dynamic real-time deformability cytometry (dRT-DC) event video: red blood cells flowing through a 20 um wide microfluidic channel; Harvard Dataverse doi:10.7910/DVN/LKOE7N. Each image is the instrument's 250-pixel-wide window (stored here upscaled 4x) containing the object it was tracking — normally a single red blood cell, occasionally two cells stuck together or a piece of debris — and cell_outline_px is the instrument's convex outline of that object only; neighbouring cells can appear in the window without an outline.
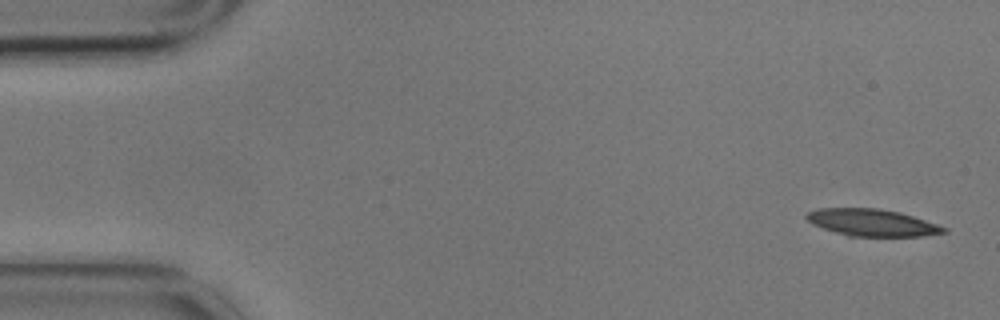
{"species": "common noctule bat (a hibernating species)", "species_latin": "Nyctalus noctula", "temperature_condition": "cold", "stored_images_in_passage": 7, "camera_frame_rate_fps": 3000, "um_per_image_px": 0.085, "animal": {"sex": "male", "body_mass_g": 17.9}, "frame": {"image": 1, "passage_image": 1, "time_ms": 0.0, "image_size_px": [1000, 320], "cell_outline_px": [[948, 232], [924, 236], [848, 236], [812, 224], [804, 216], [808, 212], [816, 208], [880, 208], [900, 212], [948, 228]], "centroid_in_image_um": [74.12, 18.91], "position_along_channel_um": 10.9, "area_um2": 21.56}}
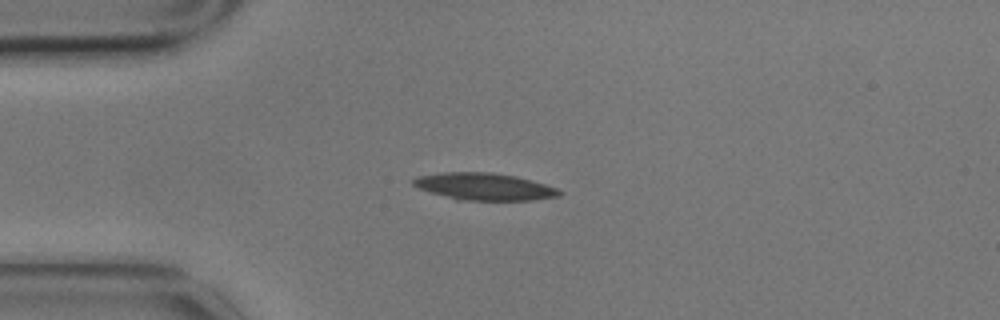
{"frame": {"image": 2, "passage_image": 4, "time_ms": 1.0, "image_size_px": [1000, 320], "cell_outline_px": [[564, 192], [560, 196], [532, 200], [456, 200], [420, 188], [412, 184], [412, 180], [416, 176], [444, 172], [492, 172], [516, 176], [544, 184], [556, 188]], "centroid_in_image_um": [41.17, 15.86], "position_along_channel_um": 43.8, "area_um2": 23.0}}